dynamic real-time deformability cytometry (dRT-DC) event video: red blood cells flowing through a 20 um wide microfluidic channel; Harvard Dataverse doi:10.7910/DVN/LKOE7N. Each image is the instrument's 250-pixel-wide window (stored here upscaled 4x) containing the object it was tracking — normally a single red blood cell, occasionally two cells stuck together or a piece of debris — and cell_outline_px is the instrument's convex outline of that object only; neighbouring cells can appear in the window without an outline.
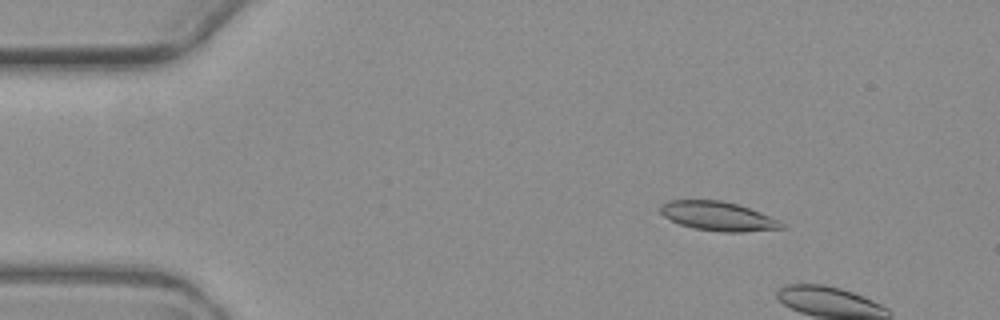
{"species": "common noctule bat (a hibernating species)", "species_latin": "Nyctalus noctula", "temperature_condition": "warm", "stored_images_in_passage": 3, "camera_frame_rate_fps": 3000, "um_per_image_px": 0.085, "animal": {"sex": "female", "body_mass_g": 19.3, "forearm_length_mm": 54.1}, "frame": {"image": 1, "passage_image": 2, "time_ms": 1.333, "image_size_px": [1000, 320], "cell_outline_px": [[784, 228], [744, 232], [724, 232], [692, 228], [680, 224], [664, 216], [660, 212], [660, 204], [668, 200], [720, 200], [736, 204], [760, 212], [780, 220], [784, 224]], "centroid_in_image_um": [61.02, 18.37], "position_along_channel_um": 24.0, "area_um2": 20.52}}